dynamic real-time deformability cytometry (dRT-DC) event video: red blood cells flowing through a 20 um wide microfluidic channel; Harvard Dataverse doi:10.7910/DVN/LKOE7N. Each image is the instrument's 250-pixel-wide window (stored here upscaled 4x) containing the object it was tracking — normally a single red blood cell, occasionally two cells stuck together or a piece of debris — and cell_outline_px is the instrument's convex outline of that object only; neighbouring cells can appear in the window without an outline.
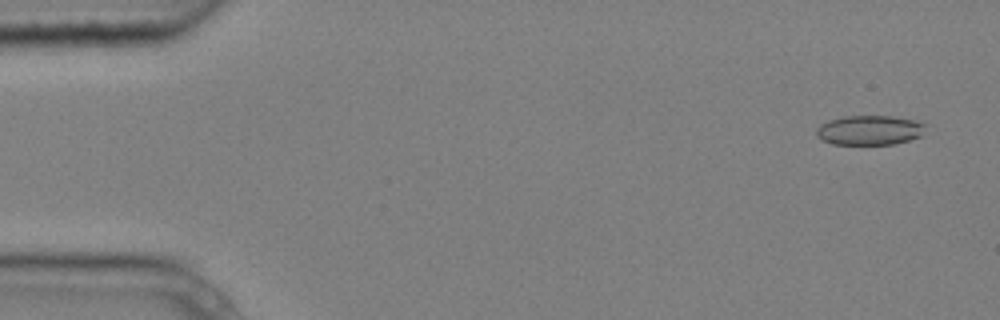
{"species": "common noctule bat (a hibernating species)", "species_latin": "Nyctalus noctula", "temperature_condition": "cold", "stored_images_in_passage": 5, "camera_frame_rate_fps": 3000, "um_per_image_px": 0.085, "animal": {"sex": "male", "body_mass_g": 20.4}, "frame": {"image": 1, "passage_image": 1, "time_ms": 0.0, "image_size_px": [1000, 320], "cell_outline_px": [[924, 136], [896, 144], [832, 144], [816, 136], [816, 128], [820, 124], [828, 120], [844, 116], [892, 116], [912, 120], [924, 124]], "centroid_in_image_um": [73.91, 11.07], "position_along_channel_um": 11.1, "area_um2": 18.9}}
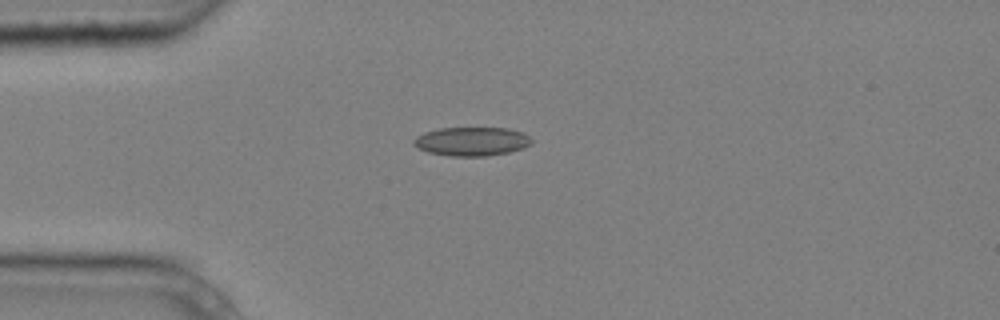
{"frame": {"image": 2, "passage_image": 4, "time_ms": 1.0, "image_size_px": [1000, 320], "cell_outline_px": [[532, 144], [524, 148], [508, 152], [484, 156], [448, 156], [428, 152], [416, 148], [412, 144], [412, 140], [416, 136], [424, 132], [440, 128], [508, 128], [524, 132], [532, 140]], "centroid_in_image_um": [40.07, 12.02], "position_along_channel_um": 44.9, "area_um2": 20.0}}